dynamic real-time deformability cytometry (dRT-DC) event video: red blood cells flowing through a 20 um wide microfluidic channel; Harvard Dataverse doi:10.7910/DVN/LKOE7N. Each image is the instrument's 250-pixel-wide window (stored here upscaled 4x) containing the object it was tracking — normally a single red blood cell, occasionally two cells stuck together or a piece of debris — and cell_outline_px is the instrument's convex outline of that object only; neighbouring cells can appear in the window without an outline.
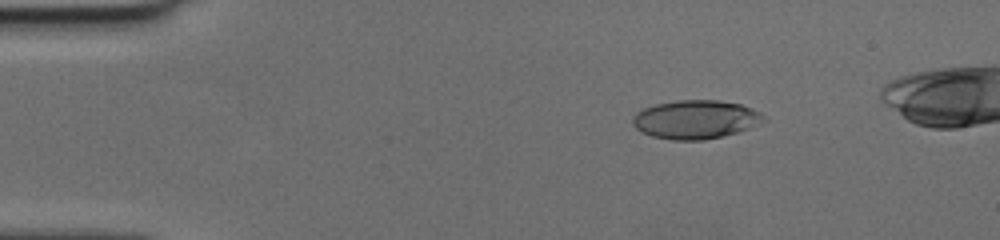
{"species": "human", "species_latin": "Homo sapiens", "temperature_condition": "cold", "stored_images_in_passage": 43, "camera_frame_rate_fps": 3000, "um_per_image_px": 0.085, "donor": {"sex": "female"}, "frame": {"image": 1, "passage_image": 2, "time_ms": 0.333, "image_size_px": [1000, 240], "cell_outline_px": [[764, 116], [748, 128], [740, 132], [704, 140], [672, 140], [652, 136], [636, 128], [632, 124], [632, 116], [636, 112], [644, 108], [656, 104], [680, 100], [720, 100], [740, 104]], "centroid_in_image_um": [59.03, 10.16], "position_along_channel_um": 26.0, "area_um2": 28.96}}
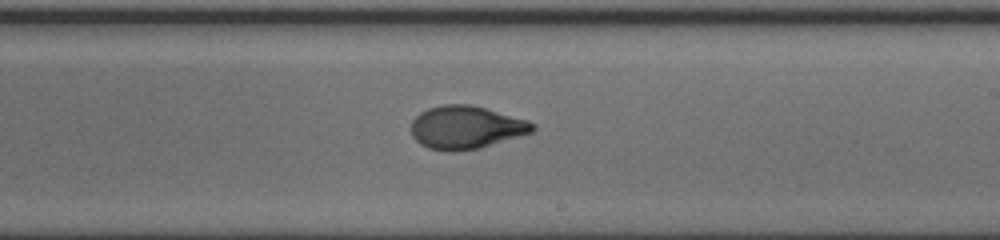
{"frame": {"image": 2, "passage_image": 24, "time_ms": 7.667, "image_size_px": [1000, 240], "cell_outline_px": [[536, 128], [532, 132], [480, 148], [452, 152], [448, 152], [428, 148], [420, 144], [412, 136], [412, 120], [420, 112], [428, 108], [444, 104], [468, 104], [484, 108], [528, 120]], "centroid_in_image_um": [39.58, 10.83], "position_along_channel_um": 249.4, "area_um2": 30.29}}
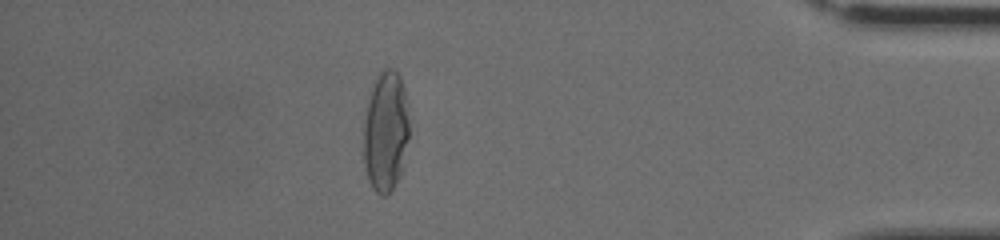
{"frame": {"image": 3, "passage_image": 38, "time_ms": 12.333, "image_size_px": [1000, 240], "cell_outline_px": [[408, 136], [400, 172], [392, 188], [384, 196], [380, 196], [372, 188], [368, 180], [364, 164], [364, 120], [368, 92], [376, 76], [384, 68], [392, 68], [400, 76], [404, 88], [408, 120]], "centroid_in_image_um": [32.74, 11.12], "position_along_channel_um": 402.5, "area_um2": 31.91}}